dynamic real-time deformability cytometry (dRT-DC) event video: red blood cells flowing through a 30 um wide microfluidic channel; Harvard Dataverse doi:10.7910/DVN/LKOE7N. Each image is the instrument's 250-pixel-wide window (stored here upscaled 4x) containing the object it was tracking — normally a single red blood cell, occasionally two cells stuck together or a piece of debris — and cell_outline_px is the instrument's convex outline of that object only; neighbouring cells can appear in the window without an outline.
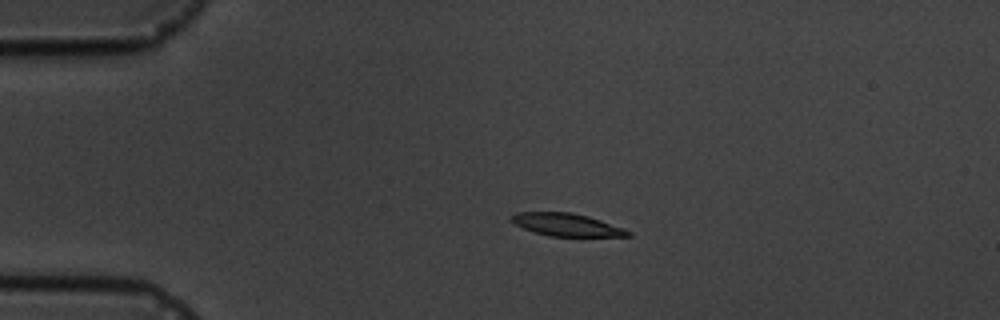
{"species": "common noctule bat (a hibernating species)", "species_latin": "Nyctalus noctula", "temperature_condition": "cold", "stored_images_in_passage": 7, "camera_frame_rate_fps": 3000, "um_per_image_px": 0.085, "animal": {"sex": "male", "body_mass_g": 19.5, "forearm_length_mm": 54.6}, "frame": {"image": 1, "passage_image": 3, "time_ms": 2.667, "image_size_px": [1000, 320], "cell_outline_px": [[632, 236], [548, 236], [524, 228], [508, 220], [516, 212], [572, 212], [588, 216], [624, 228], [632, 232]], "centroid_in_image_um": [48.17, 19.09], "position_along_channel_um": 36.8, "area_um2": 15.32}}
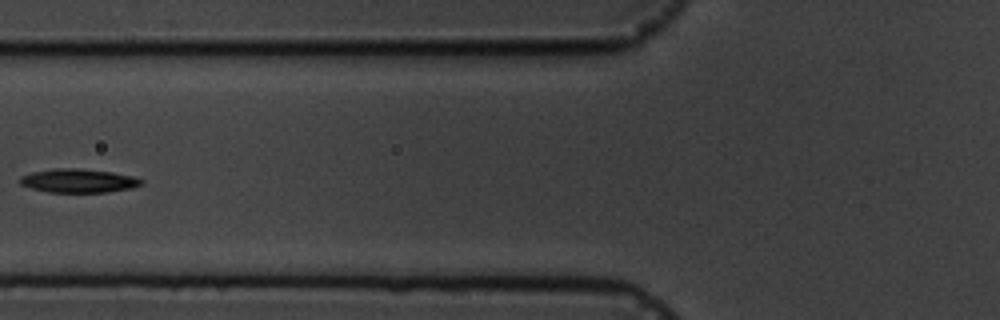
{"frame": {"image": 2, "passage_image": 6, "time_ms": 6.0, "image_size_px": [1000, 320], "cell_outline_px": [[144, 184], [132, 188], [108, 192], [48, 192], [32, 188], [20, 184], [16, 180], [20, 176], [32, 172], [56, 168], [80, 168], [112, 172], [132, 176], [144, 180]], "centroid_in_image_um": [6.66, 15.36], "position_along_channel_um": 119.1, "area_um2": 16.94}}
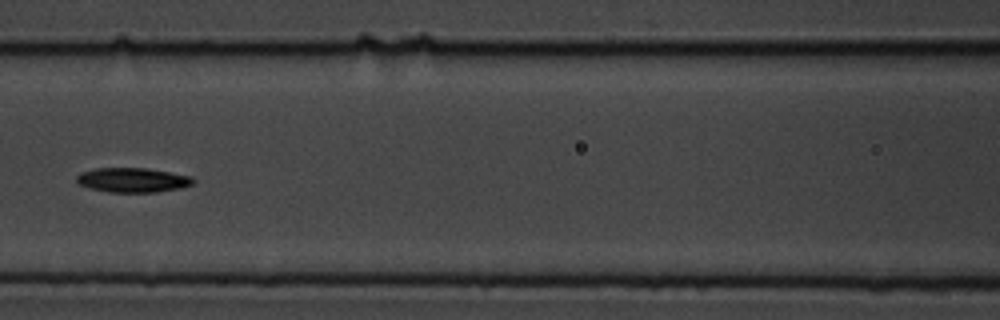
{"frame": {"image": 3, "passage_image": 7, "time_ms": 7.0, "image_size_px": [1000, 320], "cell_outline_px": [[196, 180], [192, 184], [180, 188], [156, 192], [108, 192], [88, 188], [80, 184], [76, 180], [76, 176], [80, 172], [96, 168], [144, 168], [192, 176]], "centroid_in_image_um": [11.26, 15.3], "position_along_channel_um": 155.3, "area_um2": 16.65}}